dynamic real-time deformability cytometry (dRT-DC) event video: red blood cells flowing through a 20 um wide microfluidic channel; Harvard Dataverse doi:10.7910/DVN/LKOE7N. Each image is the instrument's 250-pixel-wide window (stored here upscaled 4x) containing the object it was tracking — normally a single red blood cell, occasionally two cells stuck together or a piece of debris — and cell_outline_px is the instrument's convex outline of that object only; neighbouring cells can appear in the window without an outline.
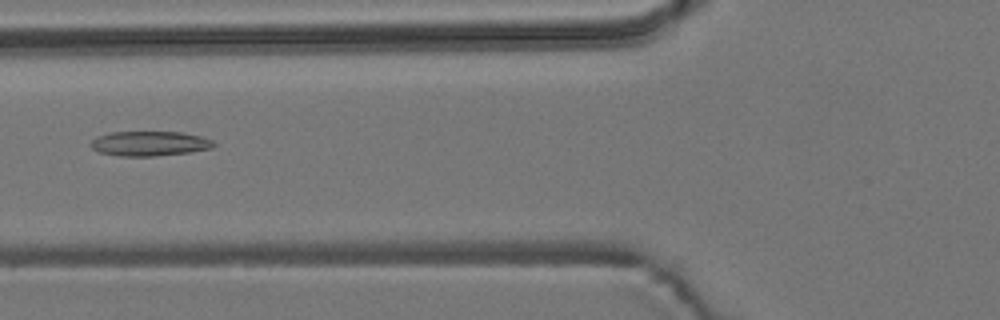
{"species": "common noctule bat (a hibernating species)", "species_latin": "Nyctalus noctula", "temperature_condition": "room temperature", "stored_images_in_passage": 8, "camera_frame_rate_fps": 3000, "um_per_image_px": 0.085, "animal": {"sex": "male", "body_mass_g": 19.2, "forearm_length_mm": 51.8}, "frame": {"image": 1, "passage_image": 5, "time_ms": 5.667, "image_size_px": [1000, 320], "cell_outline_px": [[216, 144], [212, 148], [192, 152], [156, 156], [120, 156], [100, 152], [92, 148], [92, 140], [96, 136], [112, 132], [180, 132], [200, 136], [212, 140]], "centroid_in_image_um": [12.74, 12.2], "position_along_channel_um": 113.1, "area_um2": 17.69}}
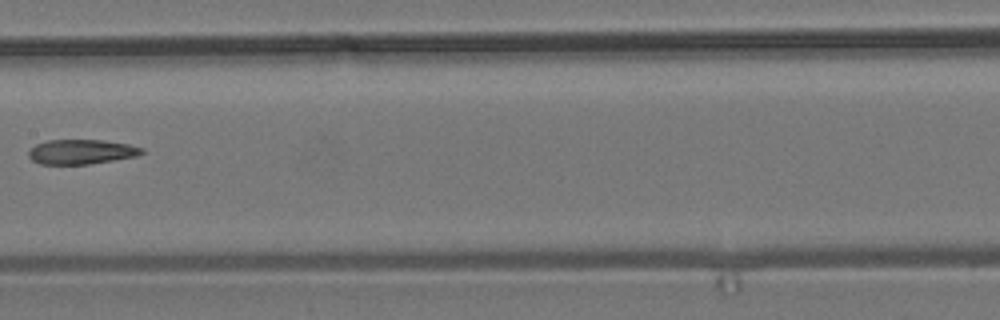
{"frame": {"image": 2, "passage_image": 7, "time_ms": 8.0, "image_size_px": [1000, 320], "cell_outline_px": [[144, 152], [136, 156], [88, 164], [40, 164], [32, 160], [28, 156], [28, 152], [36, 144], [48, 140], [104, 140], [128, 144], [144, 148]], "centroid_in_image_um": [6.91, 12.9], "position_along_channel_um": 200.5, "area_um2": 16.18}}
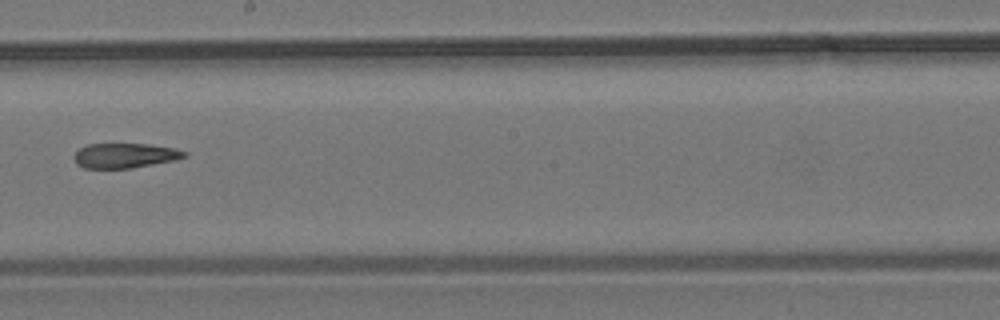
{"frame": {"image": 3, "passage_image": 8, "time_ms": 9.0, "image_size_px": [1000, 320], "cell_outline_px": [[188, 156], [176, 160], [128, 168], [84, 168], [76, 164], [72, 156], [80, 148], [88, 144], [148, 144], [176, 148], [188, 152]], "centroid_in_image_um": [10.63, 13.22], "position_along_channel_um": 237.6, "area_um2": 16.01}}